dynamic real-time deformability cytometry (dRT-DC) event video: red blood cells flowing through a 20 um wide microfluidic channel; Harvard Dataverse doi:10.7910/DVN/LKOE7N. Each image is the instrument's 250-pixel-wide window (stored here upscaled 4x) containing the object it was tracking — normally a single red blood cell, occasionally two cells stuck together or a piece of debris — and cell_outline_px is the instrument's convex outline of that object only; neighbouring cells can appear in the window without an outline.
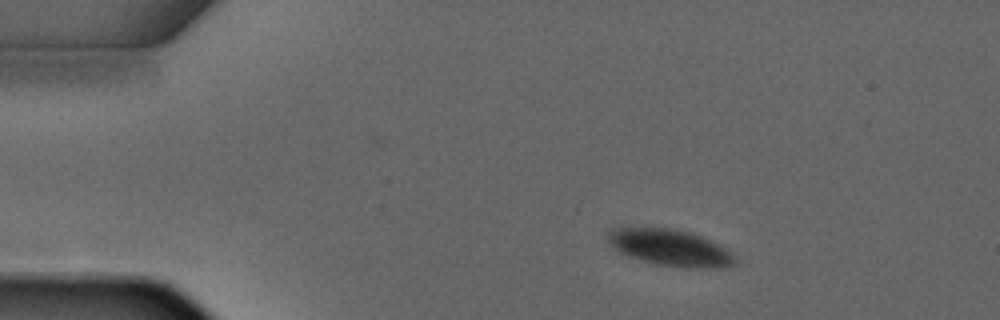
{"species": "common noctule bat (a hibernating species)", "species_latin": "Nyctalus noctula", "temperature_condition": "warm", "stored_images_in_passage": 3, "camera_frame_rate_fps": 3000, "um_per_image_px": 0.085, "animal": {"sex": "male", "forearm_length_mm": 52.5}, "frame": {"image": 1, "passage_image": 2, "time_ms": 1.0, "image_size_px": [1000, 320], "cell_outline_px": [[736, 264], [716, 268], [688, 268], [656, 264], [620, 252], [608, 240], [608, 232], [620, 228], [672, 228], [692, 232], [732, 252], [736, 260]], "centroid_in_image_um": [57.03, 21.06], "position_along_channel_um": 28.0, "area_um2": 26.41}}